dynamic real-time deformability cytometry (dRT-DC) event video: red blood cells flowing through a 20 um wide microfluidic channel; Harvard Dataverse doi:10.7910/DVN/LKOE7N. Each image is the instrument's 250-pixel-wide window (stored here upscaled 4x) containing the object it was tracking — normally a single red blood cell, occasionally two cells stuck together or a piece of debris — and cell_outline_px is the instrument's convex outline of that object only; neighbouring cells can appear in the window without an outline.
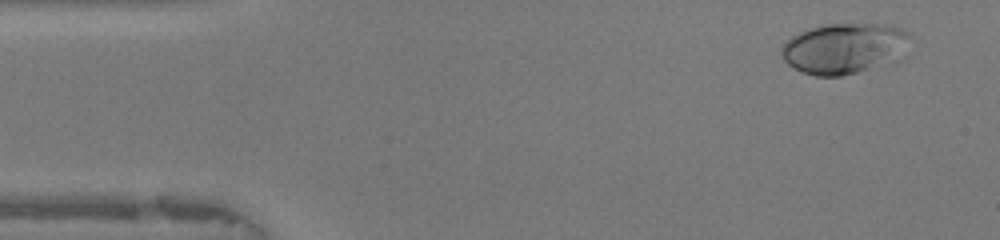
{"species": "human", "species_latin": "Homo sapiens", "temperature_condition": "warm", "stored_images_in_passage": 47, "camera_frame_rate_fps": 3000, "um_per_image_px": 0.085, "donor": {"sex": "female"}, "frame": {"image": 1, "passage_image": 3, "time_ms": 0.667, "image_size_px": [1000, 240], "cell_outline_px": [[912, 36], [900, 60], [896, 64], [840, 76], [816, 76], [792, 68], [780, 56], [780, 48], [792, 36], [808, 28], [828, 24], [888, 24], [904, 28]], "centroid_in_image_um": [71.84, 4.12], "position_along_channel_um": 13.2, "area_um2": 38.96}}
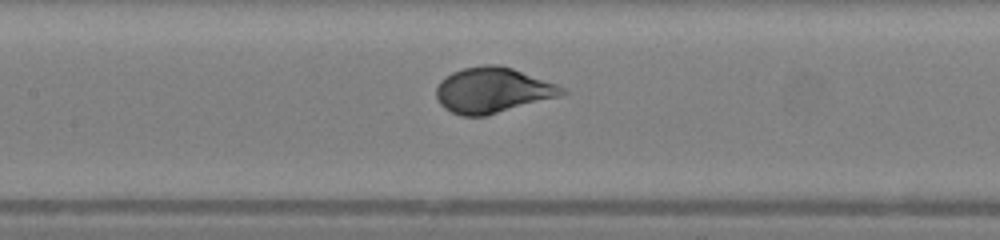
{"frame": {"image": 2, "passage_image": 21, "time_ms": 6.667, "image_size_px": [1000, 240], "cell_outline_px": [[568, 92], [556, 96], [484, 116], [460, 116], [444, 108], [440, 104], [436, 96], [436, 88], [440, 80], [444, 76], [452, 72], [464, 68], [484, 64], [496, 64], [512, 68], [556, 84], [564, 88]], "centroid_in_image_um": [41.79, 7.65], "position_along_channel_um": 165.6, "area_um2": 32.83}}
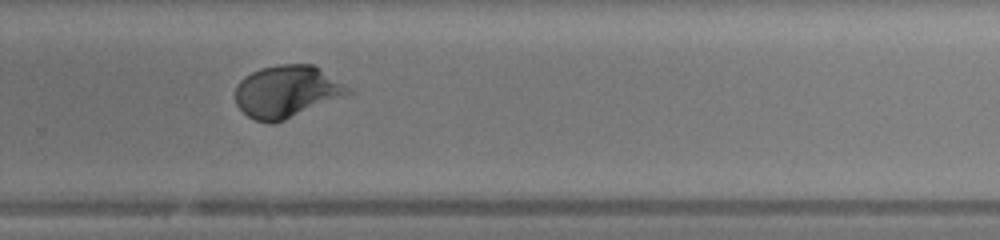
{"frame": {"image": 3, "passage_image": 31, "time_ms": 10.0, "image_size_px": [1000, 240], "cell_outline_px": [[352, 92], [344, 96], [284, 120], [272, 124], [268, 124], [256, 120], [248, 116], [236, 104], [236, 84], [244, 76], [260, 68], [276, 64], [312, 64], [320, 68], [344, 84]], "centroid_in_image_um": [24.33, 7.77], "position_along_channel_um": 305.5, "area_um2": 34.04}, "authors_computed_cell_mechanics": {"area_um2": 33.5818, "velocity_mm_per_s": 4.2089, "shape_relaxation_time_tau1_ms": 3.2002, "shape_relaxation_time_tau2_ms": null, "deformation_change_tau1": 0.2154, "deformation_change_tau2": null}}